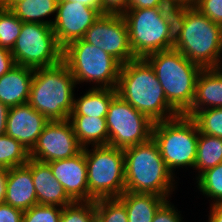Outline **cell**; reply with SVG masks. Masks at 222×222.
I'll use <instances>...</instances> for the list:
<instances>
[{"label": "cell", "mask_w": 222, "mask_h": 222, "mask_svg": "<svg viewBox=\"0 0 222 222\" xmlns=\"http://www.w3.org/2000/svg\"><path fill=\"white\" fill-rule=\"evenodd\" d=\"M89 201L118 198L125 192L124 151L109 145L84 148Z\"/></svg>", "instance_id": "9"}, {"label": "cell", "mask_w": 222, "mask_h": 222, "mask_svg": "<svg viewBox=\"0 0 222 222\" xmlns=\"http://www.w3.org/2000/svg\"><path fill=\"white\" fill-rule=\"evenodd\" d=\"M222 108V69H203L198 75L192 106L183 114L192 117L197 111Z\"/></svg>", "instance_id": "19"}, {"label": "cell", "mask_w": 222, "mask_h": 222, "mask_svg": "<svg viewBox=\"0 0 222 222\" xmlns=\"http://www.w3.org/2000/svg\"><path fill=\"white\" fill-rule=\"evenodd\" d=\"M68 120L82 148L108 145L106 118L69 116Z\"/></svg>", "instance_id": "23"}, {"label": "cell", "mask_w": 222, "mask_h": 222, "mask_svg": "<svg viewBox=\"0 0 222 222\" xmlns=\"http://www.w3.org/2000/svg\"><path fill=\"white\" fill-rule=\"evenodd\" d=\"M7 177L8 169L0 167V204L5 200Z\"/></svg>", "instance_id": "41"}, {"label": "cell", "mask_w": 222, "mask_h": 222, "mask_svg": "<svg viewBox=\"0 0 222 222\" xmlns=\"http://www.w3.org/2000/svg\"><path fill=\"white\" fill-rule=\"evenodd\" d=\"M23 22L10 10L0 5V47L12 50Z\"/></svg>", "instance_id": "29"}, {"label": "cell", "mask_w": 222, "mask_h": 222, "mask_svg": "<svg viewBox=\"0 0 222 222\" xmlns=\"http://www.w3.org/2000/svg\"><path fill=\"white\" fill-rule=\"evenodd\" d=\"M167 6L172 8L194 7L197 0H164Z\"/></svg>", "instance_id": "40"}, {"label": "cell", "mask_w": 222, "mask_h": 222, "mask_svg": "<svg viewBox=\"0 0 222 222\" xmlns=\"http://www.w3.org/2000/svg\"><path fill=\"white\" fill-rule=\"evenodd\" d=\"M95 222H128L127 210L119 198L94 201Z\"/></svg>", "instance_id": "28"}, {"label": "cell", "mask_w": 222, "mask_h": 222, "mask_svg": "<svg viewBox=\"0 0 222 222\" xmlns=\"http://www.w3.org/2000/svg\"><path fill=\"white\" fill-rule=\"evenodd\" d=\"M82 149L69 120L49 121L30 151V158L48 163L73 157Z\"/></svg>", "instance_id": "13"}, {"label": "cell", "mask_w": 222, "mask_h": 222, "mask_svg": "<svg viewBox=\"0 0 222 222\" xmlns=\"http://www.w3.org/2000/svg\"><path fill=\"white\" fill-rule=\"evenodd\" d=\"M48 122L49 120L29 103L12 106L9 109L5 134L17 140L30 152Z\"/></svg>", "instance_id": "15"}, {"label": "cell", "mask_w": 222, "mask_h": 222, "mask_svg": "<svg viewBox=\"0 0 222 222\" xmlns=\"http://www.w3.org/2000/svg\"><path fill=\"white\" fill-rule=\"evenodd\" d=\"M63 208L56 205H34L24 211L23 222H60Z\"/></svg>", "instance_id": "32"}, {"label": "cell", "mask_w": 222, "mask_h": 222, "mask_svg": "<svg viewBox=\"0 0 222 222\" xmlns=\"http://www.w3.org/2000/svg\"><path fill=\"white\" fill-rule=\"evenodd\" d=\"M222 162V138L199 133L194 168L198 176Z\"/></svg>", "instance_id": "25"}, {"label": "cell", "mask_w": 222, "mask_h": 222, "mask_svg": "<svg viewBox=\"0 0 222 222\" xmlns=\"http://www.w3.org/2000/svg\"><path fill=\"white\" fill-rule=\"evenodd\" d=\"M154 122L116 94L106 114L108 145L125 149L152 138Z\"/></svg>", "instance_id": "11"}, {"label": "cell", "mask_w": 222, "mask_h": 222, "mask_svg": "<svg viewBox=\"0 0 222 222\" xmlns=\"http://www.w3.org/2000/svg\"><path fill=\"white\" fill-rule=\"evenodd\" d=\"M24 211L6 203L0 204V222H23Z\"/></svg>", "instance_id": "36"}, {"label": "cell", "mask_w": 222, "mask_h": 222, "mask_svg": "<svg viewBox=\"0 0 222 222\" xmlns=\"http://www.w3.org/2000/svg\"><path fill=\"white\" fill-rule=\"evenodd\" d=\"M27 165L31 168L37 203L65 207L74 201L67 195L61 183L55 179L50 166L33 159Z\"/></svg>", "instance_id": "17"}, {"label": "cell", "mask_w": 222, "mask_h": 222, "mask_svg": "<svg viewBox=\"0 0 222 222\" xmlns=\"http://www.w3.org/2000/svg\"><path fill=\"white\" fill-rule=\"evenodd\" d=\"M118 198L125 205L128 222H152L158 209L168 200L157 194L128 191Z\"/></svg>", "instance_id": "21"}, {"label": "cell", "mask_w": 222, "mask_h": 222, "mask_svg": "<svg viewBox=\"0 0 222 222\" xmlns=\"http://www.w3.org/2000/svg\"><path fill=\"white\" fill-rule=\"evenodd\" d=\"M176 12L177 9L172 7L128 8L122 16L136 58L173 49Z\"/></svg>", "instance_id": "3"}, {"label": "cell", "mask_w": 222, "mask_h": 222, "mask_svg": "<svg viewBox=\"0 0 222 222\" xmlns=\"http://www.w3.org/2000/svg\"><path fill=\"white\" fill-rule=\"evenodd\" d=\"M24 0H0V5L4 8L11 9L16 3Z\"/></svg>", "instance_id": "44"}, {"label": "cell", "mask_w": 222, "mask_h": 222, "mask_svg": "<svg viewBox=\"0 0 222 222\" xmlns=\"http://www.w3.org/2000/svg\"><path fill=\"white\" fill-rule=\"evenodd\" d=\"M82 39L105 51L121 65L136 59L130 47L128 28L122 15L102 14Z\"/></svg>", "instance_id": "12"}, {"label": "cell", "mask_w": 222, "mask_h": 222, "mask_svg": "<svg viewBox=\"0 0 222 222\" xmlns=\"http://www.w3.org/2000/svg\"><path fill=\"white\" fill-rule=\"evenodd\" d=\"M196 178L199 191L214 201L210 205L222 204V162L205 170Z\"/></svg>", "instance_id": "27"}, {"label": "cell", "mask_w": 222, "mask_h": 222, "mask_svg": "<svg viewBox=\"0 0 222 222\" xmlns=\"http://www.w3.org/2000/svg\"><path fill=\"white\" fill-rule=\"evenodd\" d=\"M30 152L8 135L0 136V167L10 169L27 164Z\"/></svg>", "instance_id": "26"}, {"label": "cell", "mask_w": 222, "mask_h": 222, "mask_svg": "<svg viewBox=\"0 0 222 222\" xmlns=\"http://www.w3.org/2000/svg\"><path fill=\"white\" fill-rule=\"evenodd\" d=\"M199 133L222 138V108H209L197 111L191 117Z\"/></svg>", "instance_id": "30"}, {"label": "cell", "mask_w": 222, "mask_h": 222, "mask_svg": "<svg viewBox=\"0 0 222 222\" xmlns=\"http://www.w3.org/2000/svg\"><path fill=\"white\" fill-rule=\"evenodd\" d=\"M102 14L123 15L129 8V0H99Z\"/></svg>", "instance_id": "35"}, {"label": "cell", "mask_w": 222, "mask_h": 222, "mask_svg": "<svg viewBox=\"0 0 222 222\" xmlns=\"http://www.w3.org/2000/svg\"><path fill=\"white\" fill-rule=\"evenodd\" d=\"M60 222H95L94 201H76L63 207Z\"/></svg>", "instance_id": "31"}, {"label": "cell", "mask_w": 222, "mask_h": 222, "mask_svg": "<svg viewBox=\"0 0 222 222\" xmlns=\"http://www.w3.org/2000/svg\"><path fill=\"white\" fill-rule=\"evenodd\" d=\"M116 94V88L91 87L80 98H74L73 110L69 116L106 118L109 104Z\"/></svg>", "instance_id": "22"}, {"label": "cell", "mask_w": 222, "mask_h": 222, "mask_svg": "<svg viewBox=\"0 0 222 222\" xmlns=\"http://www.w3.org/2000/svg\"><path fill=\"white\" fill-rule=\"evenodd\" d=\"M16 66L11 50L0 47V77Z\"/></svg>", "instance_id": "37"}, {"label": "cell", "mask_w": 222, "mask_h": 222, "mask_svg": "<svg viewBox=\"0 0 222 222\" xmlns=\"http://www.w3.org/2000/svg\"><path fill=\"white\" fill-rule=\"evenodd\" d=\"M173 49L203 69H222V26L195 7L178 8Z\"/></svg>", "instance_id": "1"}, {"label": "cell", "mask_w": 222, "mask_h": 222, "mask_svg": "<svg viewBox=\"0 0 222 222\" xmlns=\"http://www.w3.org/2000/svg\"><path fill=\"white\" fill-rule=\"evenodd\" d=\"M170 7L167 6L164 0H129V8H156Z\"/></svg>", "instance_id": "38"}, {"label": "cell", "mask_w": 222, "mask_h": 222, "mask_svg": "<svg viewBox=\"0 0 222 222\" xmlns=\"http://www.w3.org/2000/svg\"><path fill=\"white\" fill-rule=\"evenodd\" d=\"M63 61L76 84L94 82L97 86L93 88H117L121 64L83 39L75 40L63 48Z\"/></svg>", "instance_id": "8"}, {"label": "cell", "mask_w": 222, "mask_h": 222, "mask_svg": "<svg viewBox=\"0 0 222 222\" xmlns=\"http://www.w3.org/2000/svg\"><path fill=\"white\" fill-rule=\"evenodd\" d=\"M34 69L16 65L0 77V102L12 107L28 103Z\"/></svg>", "instance_id": "20"}, {"label": "cell", "mask_w": 222, "mask_h": 222, "mask_svg": "<svg viewBox=\"0 0 222 222\" xmlns=\"http://www.w3.org/2000/svg\"><path fill=\"white\" fill-rule=\"evenodd\" d=\"M10 107L0 102V136L5 135Z\"/></svg>", "instance_id": "39"}, {"label": "cell", "mask_w": 222, "mask_h": 222, "mask_svg": "<svg viewBox=\"0 0 222 222\" xmlns=\"http://www.w3.org/2000/svg\"><path fill=\"white\" fill-rule=\"evenodd\" d=\"M67 195L74 201H89L84 148L75 156L47 163Z\"/></svg>", "instance_id": "16"}, {"label": "cell", "mask_w": 222, "mask_h": 222, "mask_svg": "<svg viewBox=\"0 0 222 222\" xmlns=\"http://www.w3.org/2000/svg\"><path fill=\"white\" fill-rule=\"evenodd\" d=\"M145 59L153 67L168 103L184 114L192 106L197 78L203 68L175 49L154 52Z\"/></svg>", "instance_id": "6"}, {"label": "cell", "mask_w": 222, "mask_h": 222, "mask_svg": "<svg viewBox=\"0 0 222 222\" xmlns=\"http://www.w3.org/2000/svg\"><path fill=\"white\" fill-rule=\"evenodd\" d=\"M170 200H167L156 212L152 222H182L180 211H178Z\"/></svg>", "instance_id": "34"}, {"label": "cell", "mask_w": 222, "mask_h": 222, "mask_svg": "<svg viewBox=\"0 0 222 222\" xmlns=\"http://www.w3.org/2000/svg\"><path fill=\"white\" fill-rule=\"evenodd\" d=\"M102 15L100 9L70 0H58L52 29L58 44L65 48L69 43L82 39L87 30Z\"/></svg>", "instance_id": "14"}, {"label": "cell", "mask_w": 222, "mask_h": 222, "mask_svg": "<svg viewBox=\"0 0 222 222\" xmlns=\"http://www.w3.org/2000/svg\"><path fill=\"white\" fill-rule=\"evenodd\" d=\"M4 203L22 211L38 204L31 168L27 164L8 169Z\"/></svg>", "instance_id": "18"}, {"label": "cell", "mask_w": 222, "mask_h": 222, "mask_svg": "<svg viewBox=\"0 0 222 222\" xmlns=\"http://www.w3.org/2000/svg\"><path fill=\"white\" fill-rule=\"evenodd\" d=\"M208 222H222V204L210 206Z\"/></svg>", "instance_id": "42"}, {"label": "cell", "mask_w": 222, "mask_h": 222, "mask_svg": "<svg viewBox=\"0 0 222 222\" xmlns=\"http://www.w3.org/2000/svg\"><path fill=\"white\" fill-rule=\"evenodd\" d=\"M198 137L196 122L183 114L169 120L154 122L153 125L152 138L173 175L176 168H194Z\"/></svg>", "instance_id": "7"}, {"label": "cell", "mask_w": 222, "mask_h": 222, "mask_svg": "<svg viewBox=\"0 0 222 222\" xmlns=\"http://www.w3.org/2000/svg\"><path fill=\"white\" fill-rule=\"evenodd\" d=\"M70 1H76L82 3L83 5L100 9L99 0H70Z\"/></svg>", "instance_id": "43"}, {"label": "cell", "mask_w": 222, "mask_h": 222, "mask_svg": "<svg viewBox=\"0 0 222 222\" xmlns=\"http://www.w3.org/2000/svg\"><path fill=\"white\" fill-rule=\"evenodd\" d=\"M58 0H24L16 3L10 10L22 21L51 25L53 21L43 17L56 13Z\"/></svg>", "instance_id": "24"}, {"label": "cell", "mask_w": 222, "mask_h": 222, "mask_svg": "<svg viewBox=\"0 0 222 222\" xmlns=\"http://www.w3.org/2000/svg\"><path fill=\"white\" fill-rule=\"evenodd\" d=\"M16 65L32 69L50 67L63 60L51 25L23 22L19 37L11 50Z\"/></svg>", "instance_id": "10"}, {"label": "cell", "mask_w": 222, "mask_h": 222, "mask_svg": "<svg viewBox=\"0 0 222 222\" xmlns=\"http://www.w3.org/2000/svg\"><path fill=\"white\" fill-rule=\"evenodd\" d=\"M76 81L67 64L34 69L28 103L49 121L68 120Z\"/></svg>", "instance_id": "5"}, {"label": "cell", "mask_w": 222, "mask_h": 222, "mask_svg": "<svg viewBox=\"0 0 222 222\" xmlns=\"http://www.w3.org/2000/svg\"><path fill=\"white\" fill-rule=\"evenodd\" d=\"M194 7L211 21L222 26V0H197Z\"/></svg>", "instance_id": "33"}, {"label": "cell", "mask_w": 222, "mask_h": 222, "mask_svg": "<svg viewBox=\"0 0 222 222\" xmlns=\"http://www.w3.org/2000/svg\"><path fill=\"white\" fill-rule=\"evenodd\" d=\"M117 94L153 122L180 115L167 101L155 71L145 58L121 65Z\"/></svg>", "instance_id": "2"}, {"label": "cell", "mask_w": 222, "mask_h": 222, "mask_svg": "<svg viewBox=\"0 0 222 222\" xmlns=\"http://www.w3.org/2000/svg\"><path fill=\"white\" fill-rule=\"evenodd\" d=\"M123 151L125 191L157 194L169 200L175 188L174 175L168 170L153 138Z\"/></svg>", "instance_id": "4"}]
</instances>
